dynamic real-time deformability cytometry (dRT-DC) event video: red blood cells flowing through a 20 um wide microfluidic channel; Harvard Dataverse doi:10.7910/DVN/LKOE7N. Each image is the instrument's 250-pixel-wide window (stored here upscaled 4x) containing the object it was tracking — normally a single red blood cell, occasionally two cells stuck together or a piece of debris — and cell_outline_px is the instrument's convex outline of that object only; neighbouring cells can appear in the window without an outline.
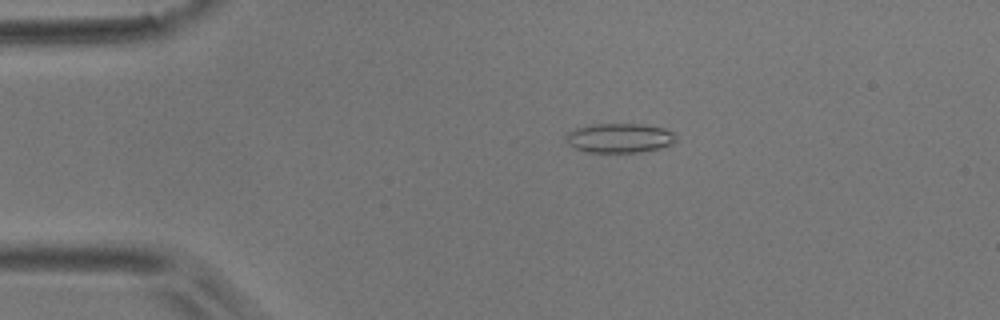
{"species": "common noctule bat (a hibernating species)", "species_latin": "Nyctalus noctula", "temperature_condition": "room temperature", "stored_images_in_passage": 9, "camera_frame_rate_fps": 3000, "um_per_image_px": 0.085, "animal": {"sex": "male", "body_mass_g": 17.9}, "frame": {"image": 1, "passage_image": 3, "time_ms": 2.333, "image_size_px": [1000, 320], "cell_outline_px": [[676, 140], [672, 144], [660, 148], [640, 152], [584, 152], [568, 144], [564, 140], [564, 132], [588, 124], [644, 124], [664, 128], [672, 132], [676, 136]], "centroid_in_image_um": [52.6, 11.72], "position_along_channel_um": 32.4, "area_um2": 19.19}}
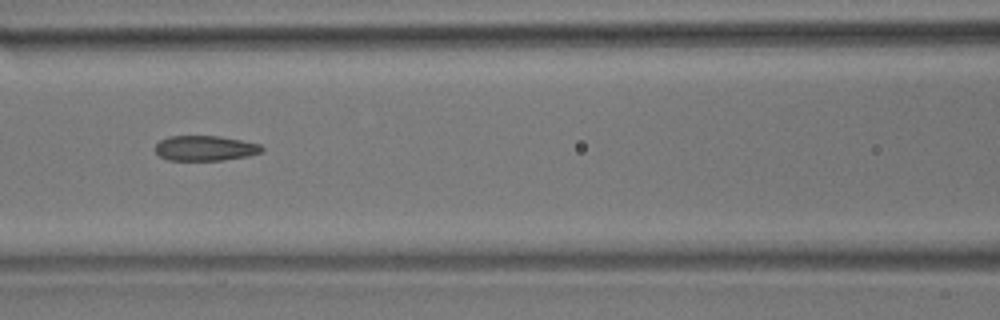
{"frame": {"image": 2, "passage_image": 7, "time_ms": 6.667, "image_size_px": [1000, 320], "cell_outline_px": [[264, 148], [260, 152], [248, 156], [224, 160], [168, 160], [160, 156], [156, 152], [156, 144], [160, 140], [168, 136], [220, 136], [260, 144]], "centroid_in_image_um": [17.43, 12.59], "position_along_channel_um": 149.2, "area_um2": 15.55}}
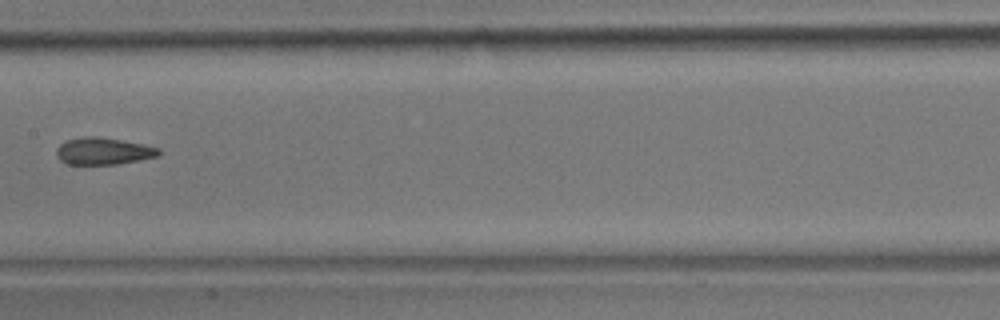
{"frame": {"image": 3, "passage_image": 8, "time_ms": 8.0, "image_size_px": [1000, 320], "cell_outline_px": [[160, 152], [156, 156], [116, 164], [68, 164], [60, 160], [56, 156], [56, 148], [60, 144], [68, 140], [84, 136], [100, 136], [160, 148]], "centroid_in_image_um": [8.72, 12.84], "position_along_channel_um": 198.7, "area_um2": 15.84}}